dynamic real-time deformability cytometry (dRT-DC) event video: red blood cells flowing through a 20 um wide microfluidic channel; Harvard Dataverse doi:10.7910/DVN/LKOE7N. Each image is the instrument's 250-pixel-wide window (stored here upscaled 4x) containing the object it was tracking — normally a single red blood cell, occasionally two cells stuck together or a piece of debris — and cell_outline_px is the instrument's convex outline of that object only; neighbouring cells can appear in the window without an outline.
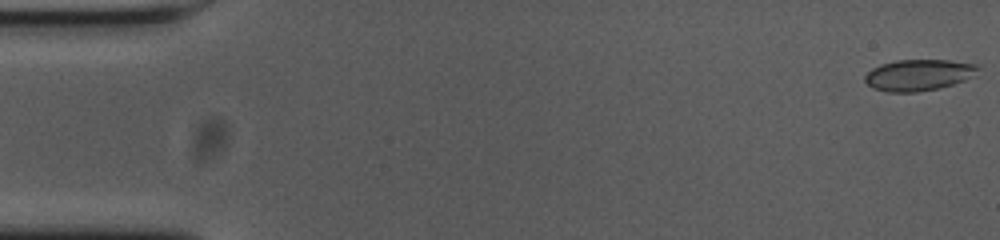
{"species": "common noctule bat (a hibernating species)", "species_latin": "Nyctalus noctula", "temperature_condition": "cold", "stored_images_in_passage": 55, "camera_frame_rate_fps": 3000, "um_per_image_px": 0.085, "animal": {"sex": "female", "body_mass_g": 23.0, "forearm_length_mm": 53.4}, "frame": {"image": 1, "passage_image": 1, "time_ms": 0.0, "image_size_px": [1000, 240], "cell_outline_px": [[980, 68], [972, 76], [964, 80], [952, 84], [936, 88], [916, 92], [888, 92], [872, 88], [864, 80], [864, 76], [872, 68], [880, 64], [896, 60], [948, 60], [980, 64]], "centroid_in_image_um": [78.07, 6.36], "position_along_channel_um": 6.9, "area_um2": 20.58}}
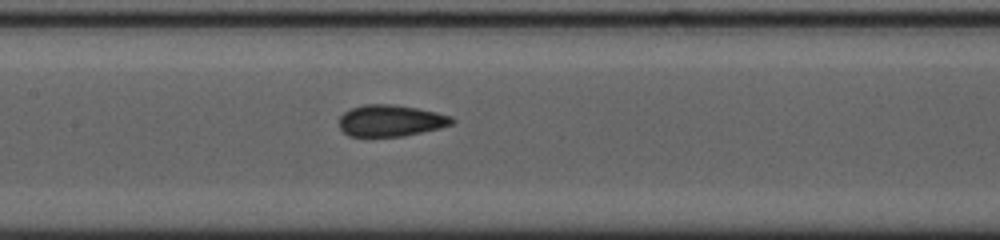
{"frame": {"image": 2, "passage_image": 26, "time_ms": 8.333, "image_size_px": [1000, 240], "cell_outline_px": [[456, 120], [452, 124], [440, 128], [400, 136], [348, 136], [340, 128], [340, 116], [344, 112], [352, 108], [364, 104], [392, 104], [416, 108], [436, 112], [452, 116]], "centroid_in_image_um": [33.21, 10.25], "position_along_channel_um": 174.2, "area_um2": 20.58}}
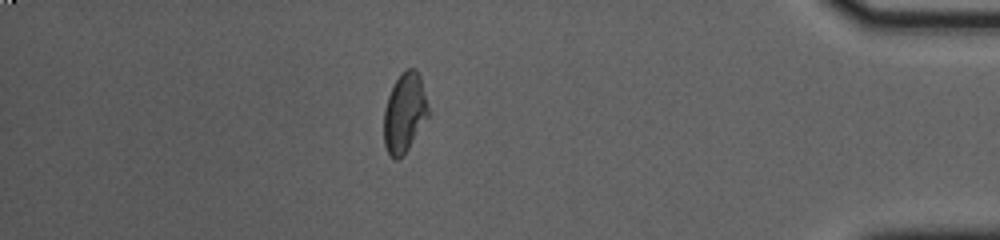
{"frame": {"image": 3, "passage_image": 48, "time_ms": 15.667, "image_size_px": [1000, 240], "cell_outline_px": [[428, 116], [404, 156], [396, 160], [388, 152], [384, 144], [384, 108], [388, 96], [400, 72], [408, 68], [416, 68], [420, 76], [428, 104]], "centroid_in_image_um": [34.38, 9.58], "position_along_channel_um": 400.8, "area_um2": 20.52}, "authors_computed_cell_mechanics": {"area_um2": 20.6924, "velocity_mm_per_s": 3.6899, "shape_relaxation_time_tau1_ms": 11.0903, "shape_relaxation_time_tau2_ms": 1.2502, "deformation_change_tau1": 0.2157, "deformation_change_tau2": 0.0564}}